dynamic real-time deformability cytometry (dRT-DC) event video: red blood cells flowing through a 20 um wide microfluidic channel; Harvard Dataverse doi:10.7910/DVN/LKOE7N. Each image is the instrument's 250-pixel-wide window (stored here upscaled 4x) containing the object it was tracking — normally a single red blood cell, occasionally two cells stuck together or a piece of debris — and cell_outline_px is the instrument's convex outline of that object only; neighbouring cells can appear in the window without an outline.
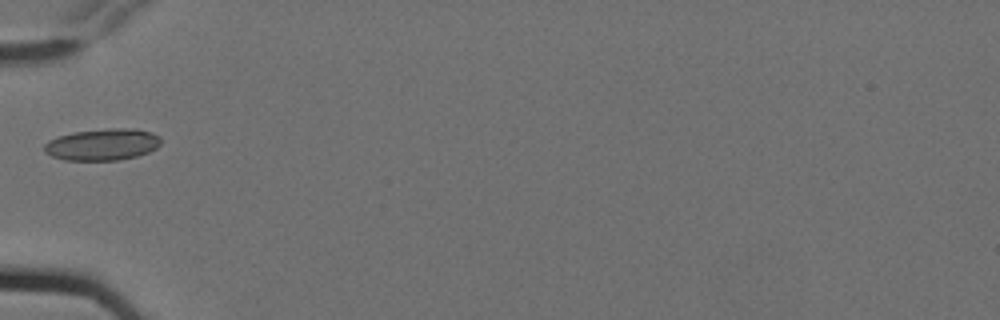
{"species": "Egyptian fruit bat (a non-hibernating species)", "species_latin": "Rousettus aegyptiacus", "temperature_condition": "cold", "stored_images_in_passage": 3, "camera_frame_rate_fps": 3000, "um_per_image_px": 0.085, "animal": {"sex": "female"}, "frame": {"image": 1, "passage_image": 3, "time_ms": 0.667, "image_size_px": [1000, 320], "cell_outline_px": [[160, 144], [156, 148], [148, 152], [136, 156], [116, 160], [64, 160], [52, 156], [44, 152], [44, 144], [48, 140], [72, 132], [108, 128], [136, 128], [152, 132], [160, 136]], "centroid_in_image_um": [8.71, 12.27], "position_along_channel_um": 76.3, "area_um2": 21.62}}